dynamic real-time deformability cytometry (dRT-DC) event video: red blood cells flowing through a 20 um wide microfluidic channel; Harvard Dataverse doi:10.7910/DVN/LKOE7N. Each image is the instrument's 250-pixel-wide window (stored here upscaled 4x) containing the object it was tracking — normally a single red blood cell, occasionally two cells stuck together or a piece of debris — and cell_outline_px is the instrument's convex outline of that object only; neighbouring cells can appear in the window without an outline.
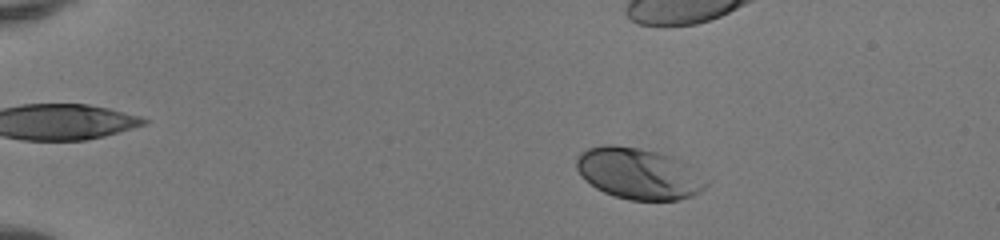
{"species": "human", "species_latin": "Homo sapiens", "temperature_condition": "room temperature", "stored_images_in_passage": 42, "camera_frame_rate_fps": 3000, "um_per_image_px": 0.085, "donor": {"sex": "female"}, "frame": {"image": 1, "passage_image": 9, "time_ms": 2.667, "image_size_px": [1000, 240], "cell_outline_px": [[708, 184], [700, 192], [692, 196], [680, 200], [628, 200], [604, 192], [596, 188], [576, 168], [576, 156], [580, 152], [588, 148], [604, 144], [612, 144], [636, 148], [656, 152], [672, 156], [680, 160], [708, 180]], "centroid_in_image_um": [54.29, 14.75], "position_along_channel_um": 30.7, "area_um2": 38.44}}
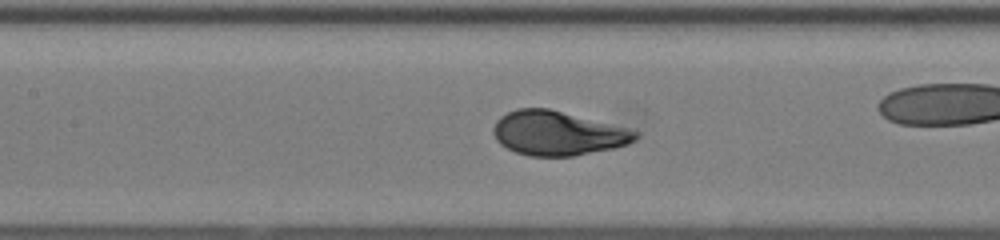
{"frame": {"image": 2, "passage_image": 25, "time_ms": 8.0, "image_size_px": [1000, 240], "cell_outline_px": [[640, 136], [636, 140], [628, 144], [612, 148], [572, 156], [528, 156], [516, 152], [500, 144], [496, 140], [492, 132], [492, 128], [496, 120], [500, 116], [516, 108], [548, 108], [628, 128], [640, 132]], "centroid_in_image_um": [47.39, 11.32], "position_along_channel_um": 160.0, "area_um2": 36.7}}
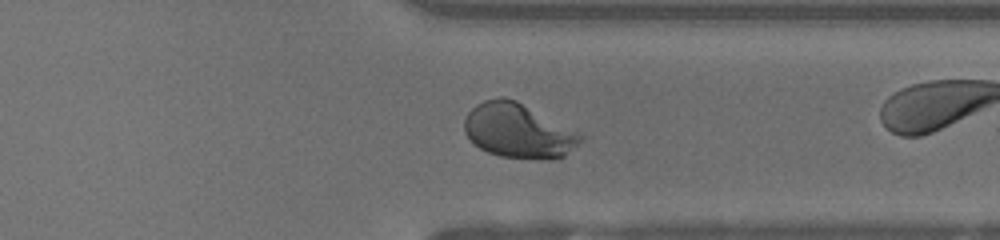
{"frame": {"image": 3, "passage_image": 40, "time_ms": 13.0, "image_size_px": [1000, 240], "cell_outline_px": [[584, 136], [560, 160], [540, 160], [500, 156], [488, 152], [480, 148], [464, 132], [464, 120], [468, 112], [476, 104], [484, 100], [500, 96], [504, 96], [516, 100]], "centroid_in_image_um": [44.02, 11.13], "position_along_channel_um": 367.4, "area_um2": 36.59}}